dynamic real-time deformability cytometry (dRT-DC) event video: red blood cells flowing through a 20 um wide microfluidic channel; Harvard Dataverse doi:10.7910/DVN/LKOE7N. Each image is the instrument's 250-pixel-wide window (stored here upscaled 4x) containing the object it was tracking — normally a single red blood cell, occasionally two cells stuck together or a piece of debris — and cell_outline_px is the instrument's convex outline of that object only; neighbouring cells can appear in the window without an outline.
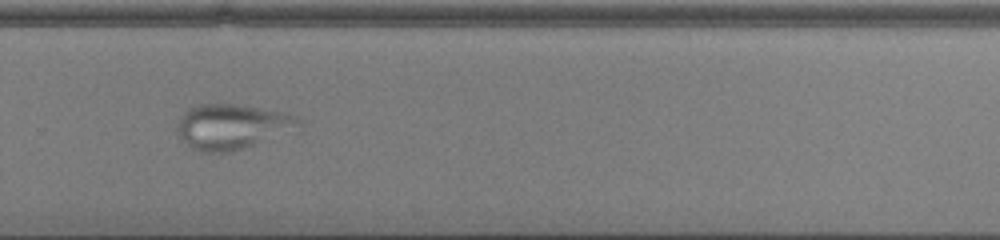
{"species": "common noctule bat (a hibernating species)", "species_latin": "Nyctalus noctula", "temperature_condition": "cold", "stored_images_in_passage": 54, "camera_frame_rate_fps": 3000, "um_per_image_px": 0.085, "animal": {"sex": "male", "body_mass_g": 13.0, "forearm_length_mm": 53.1}, "frame": {"image": 1, "passage_image": 39, "time_ms": 12.667, "image_size_px": [1000, 240], "cell_outline_px": [[304, 120], [300, 124], [244, 148], [232, 152], [200, 152], [192, 148], [176, 132], [176, 124], [180, 116], [188, 108], [200, 104], [236, 104], [284, 112], [296, 116]], "centroid_in_image_um": [19.61, 10.74], "position_along_channel_um": 310.2, "area_um2": 31.21}}
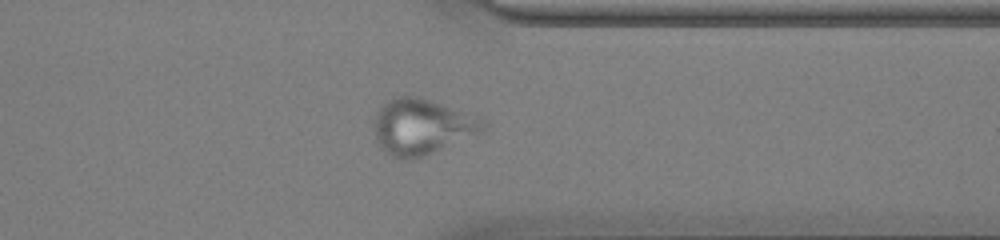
{"frame": {"image": 2, "passage_image": 44, "time_ms": 14.333, "image_size_px": [1000, 240], "cell_outline_px": [[488, 124], [484, 132], [424, 156], [412, 160], [404, 160], [392, 156], [376, 140], [372, 128], [376, 112], [392, 96], [416, 96], [428, 100], [480, 120]], "centroid_in_image_um": [35.79, 10.8], "position_along_channel_um": 375.6, "area_um2": 34.74}}